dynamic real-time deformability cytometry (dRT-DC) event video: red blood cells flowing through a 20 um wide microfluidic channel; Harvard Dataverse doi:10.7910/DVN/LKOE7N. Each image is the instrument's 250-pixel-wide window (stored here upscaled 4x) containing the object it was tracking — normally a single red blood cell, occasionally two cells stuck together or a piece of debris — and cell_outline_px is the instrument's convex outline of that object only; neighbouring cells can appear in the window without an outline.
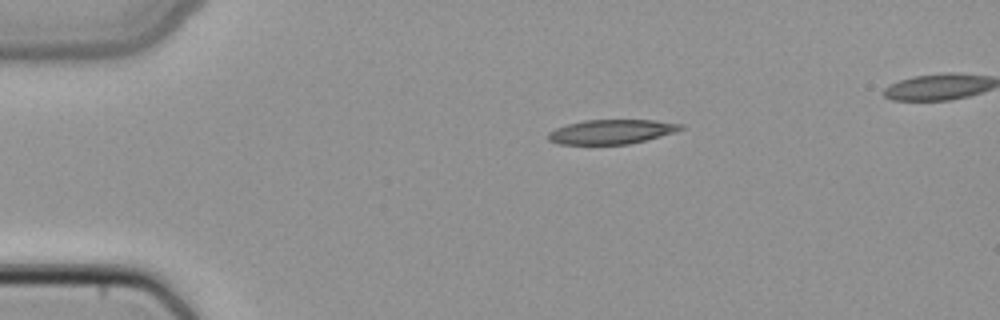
{"species": "common noctule bat (a hibernating species)", "species_latin": "Nyctalus noctula", "temperature_condition": "cold", "stored_images_in_passage": 3, "camera_frame_rate_fps": 3000, "um_per_image_px": 0.085, "animal": {"sex": "female", "body_mass_g": 22.7, "forearm_length_mm": 54.2}, "frame": {"image": 1, "passage_image": 1, "time_ms": 0.0, "image_size_px": [1000, 320], "cell_outline_px": [[684, 128], [676, 132], [628, 144], [560, 144], [548, 140], [548, 132], [556, 128], [568, 124], [584, 120], [656, 120], [684, 124]], "centroid_in_image_um": [51.99, 11.19], "position_along_channel_um": 33.0, "area_um2": 18.79}}